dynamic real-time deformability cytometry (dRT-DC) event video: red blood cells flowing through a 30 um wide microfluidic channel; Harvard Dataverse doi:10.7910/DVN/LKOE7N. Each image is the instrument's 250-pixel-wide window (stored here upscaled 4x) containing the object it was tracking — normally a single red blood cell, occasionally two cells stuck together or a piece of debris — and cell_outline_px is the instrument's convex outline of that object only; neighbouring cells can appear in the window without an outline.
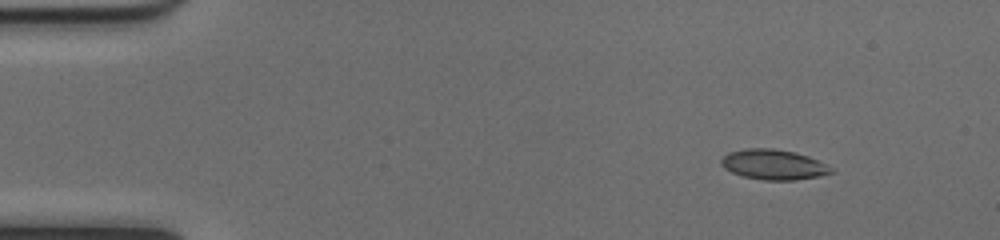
{"species": "common noctule bat (a hibernating species)", "species_latin": "Nyctalus noctula", "temperature_condition": "cold", "stored_images_in_passage": 46, "camera_frame_rate_fps": 3000, "um_per_image_px": 0.085, "animal": {"sex": "female", "body_mass_g": 17.0, "forearm_length_mm": 48.0}, "frame": {"image": 1, "passage_image": 1, "time_ms": 0.0, "image_size_px": [1000, 240], "cell_outline_px": [[832, 172], [820, 176], [796, 180], [764, 180], [744, 176], [732, 172], [724, 168], [720, 164], [720, 160], [728, 152], [748, 148], [772, 148], [796, 152], [808, 156], [832, 168]], "centroid_in_image_um": [65.72, 13.98], "position_along_channel_um": 19.3, "area_um2": 19.19}}
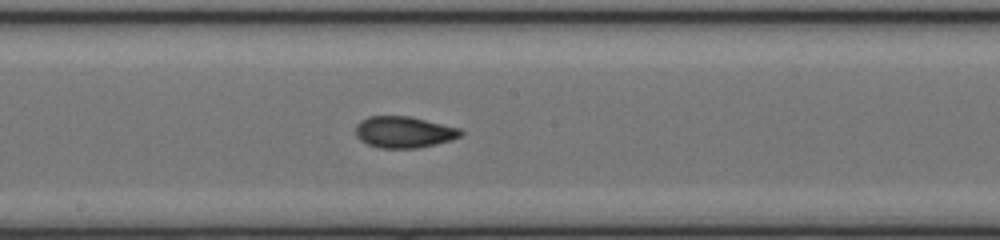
{"frame": {"image": 2, "passage_image": 23, "time_ms": 7.333, "image_size_px": [1000, 240], "cell_outline_px": [[464, 132], [460, 136], [452, 140], [436, 144], [416, 148], [376, 148], [360, 140], [356, 136], [356, 124], [360, 120], [368, 116], [408, 116], [460, 128]], "centroid_in_image_um": [34.31, 11.23], "position_along_channel_um": 213.9, "area_um2": 19.31}}
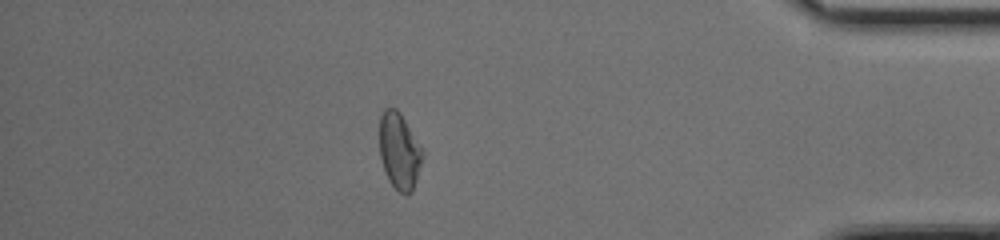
{"frame": {"image": 3, "passage_image": 40, "time_ms": 13.0, "image_size_px": [1000, 240], "cell_outline_px": [[424, 156], [412, 192], [408, 196], [404, 196], [388, 180], [384, 172], [380, 156], [380, 116], [384, 108], [396, 108], [400, 112], [424, 152]], "centroid_in_image_um": [33.94, 12.86], "position_along_channel_um": 401.3, "area_um2": 19.25}, "authors_computed_cell_mechanics": {"area_um2": 19.2185, "velocity_mm_per_s": 4.0215, "shape_relaxation_time_tau1_ms": 7.8039, "shape_relaxation_time_tau2_ms": 1.9199, "deformation_change_tau1": 0.1717, "deformation_change_tau2": 0.0685}}